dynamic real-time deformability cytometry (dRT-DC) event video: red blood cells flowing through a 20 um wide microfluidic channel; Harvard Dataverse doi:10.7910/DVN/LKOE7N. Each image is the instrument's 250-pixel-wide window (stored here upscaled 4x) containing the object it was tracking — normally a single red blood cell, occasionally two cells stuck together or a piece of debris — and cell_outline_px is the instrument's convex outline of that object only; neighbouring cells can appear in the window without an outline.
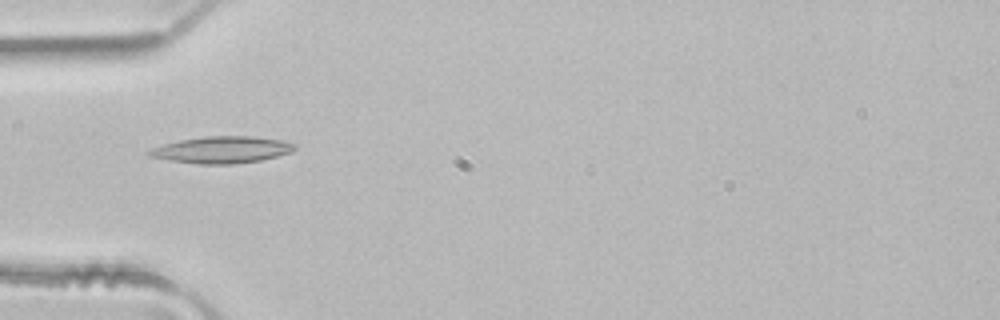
{"species": "common noctule bat (a hibernating species)", "species_latin": "Nyctalus noctula", "temperature_condition": "room temperature", "stored_images_in_passage": 5, "camera_frame_rate_fps": 3000, "um_per_image_px": 0.085, "animal": {"sex": "male", "body_mass_g": 21.5, "forearm_length_mm": 52.0}, "frame": {"image": 1, "passage_image": 4, "time_ms": 1.0, "image_size_px": [1000, 320], "cell_outline_px": [[296, 148], [292, 152], [260, 160], [236, 164], [200, 164], [168, 160], [148, 156], [144, 152], [152, 148], [164, 144], [180, 140], [208, 136], [252, 136], [280, 140], [296, 144]], "centroid_in_image_um": [18.84, 12.73], "position_along_channel_um": 66.2, "area_um2": 22.66}}
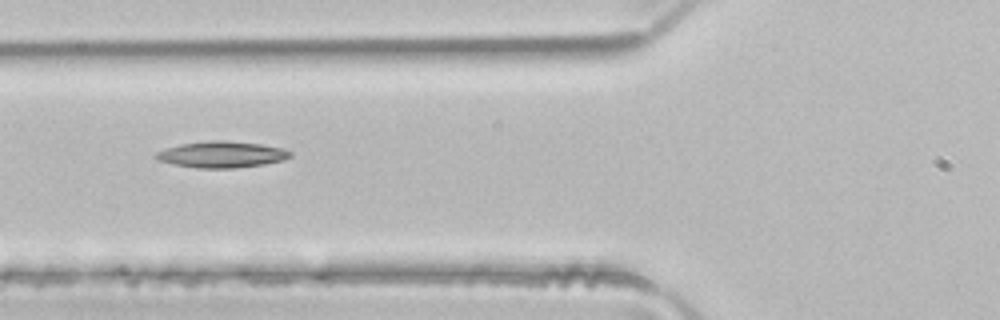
{"frame": {"image": 2, "passage_image": 5, "time_ms": 1.333, "image_size_px": [1000, 320], "cell_outline_px": [[292, 156], [280, 160], [264, 164], [232, 168], [196, 168], [172, 164], [156, 160], [152, 156], [156, 152], [180, 144], [208, 140], [224, 140], [260, 144], [284, 148], [292, 152]], "centroid_in_image_um": [18.8, 13.13], "position_along_channel_um": 107.0, "area_um2": 20.63}}